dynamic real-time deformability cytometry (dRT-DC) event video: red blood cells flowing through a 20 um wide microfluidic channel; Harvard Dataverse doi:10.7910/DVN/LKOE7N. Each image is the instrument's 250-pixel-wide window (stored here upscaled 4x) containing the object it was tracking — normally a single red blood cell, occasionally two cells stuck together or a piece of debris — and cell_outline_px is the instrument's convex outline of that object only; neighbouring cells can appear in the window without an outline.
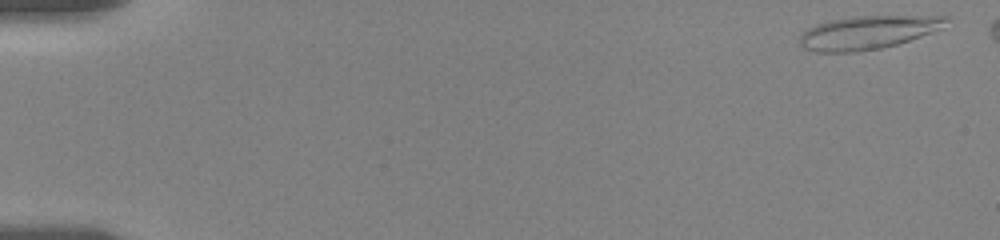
{"species": "human", "species_latin": "Homo sapiens", "temperature_condition": "room temperature", "stored_images_in_passage": 43, "segment_of_instrument_passage": [1, 2], "camera_frame_rate_fps": 3000, "um_per_image_px": 0.085, "donor": {"sex": "female"}, "frame": {"image": 1, "passage_image": 1, "time_ms": 0.0, "image_size_px": [1000, 240], "cell_outline_px": [[948, 16], [944, 28], [896, 44], [880, 48], [852, 52], [816, 52], [804, 48], [800, 44], [800, 36], [808, 28], [816, 24], [828, 20], [856, 16]], "centroid_in_image_um": [73.74, 2.75], "position_along_channel_um": 11.3, "area_um2": 28.21}}
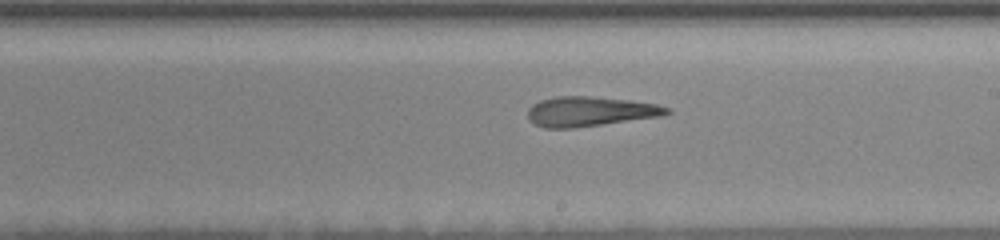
{"frame": {"image": 2, "passage_image": 25, "time_ms": 10.667, "image_size_px": [1000, 240], "cell_outline_px": [[672, 112], [660, 116], [572, 128], [544, 128], [528, 120], [528, 108], [532, 104], [540, 100], [556, 96], [588, 96], [628, 100], [656, 104], [672, 108]], "centroid_in_image_um": [50.12, 9.47], "position_along_channel_um": 238.9, "area_um2": 23.99}}
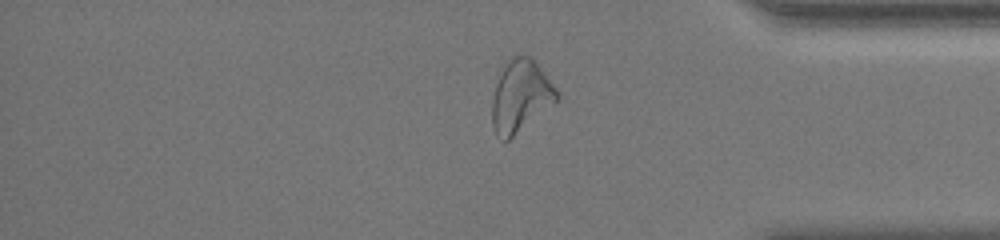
{"frame": {"image": 3, "passage_image": 38, "time_ms": 15.333, "image_size_px": [1000, 240], "cell_outline_px": [[560, 96], [556, 100], [508, 140], [504, 140], [496, 136], [492, 124], [492, 100], [496, 84], [508, 60], [512, 56], [532, 56], [556, 88]], "centroid_in_image_um": [44.23, 8.15], "position_along_channel_um": 391.0, "area_um2": 26.41}}